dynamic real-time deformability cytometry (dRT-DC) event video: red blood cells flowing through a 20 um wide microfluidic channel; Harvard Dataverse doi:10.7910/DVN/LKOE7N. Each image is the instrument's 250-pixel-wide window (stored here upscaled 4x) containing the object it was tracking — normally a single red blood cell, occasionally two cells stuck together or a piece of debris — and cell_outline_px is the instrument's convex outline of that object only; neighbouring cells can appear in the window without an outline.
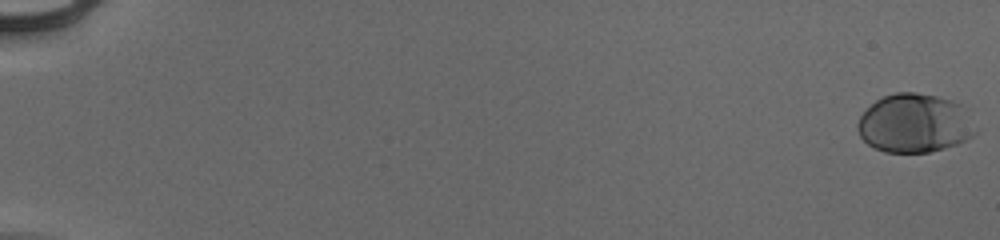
{"species": "human", "species_latin": "Homo sapiens", "temperature_condition": "cold", "stored_images_in_passage": 56, "camera_frame_rate_fps": 3000, "um_per_image_px": 0.085, "donor": {"sex": "male"}, "frame": {"image": 1, "passage_image": 1, "time_ms": 0.0, "image_size_px": [1000, 240], "cell_outline_px": [[976, 132], [972, 136], [956, 144], [944, 148], [928, 152], [884, 152], [868, 144], [860, 136], [856, 128], [856, 124], [860, 116], [876, 100], [884, 96], [896, 92], [916, 92], [936, 96], [964, 104], [968, 108]], "centroid_in_image_um": [77.75, 10.46], "position_along_channel_um": 7.2, "area_um2": 40.52}}
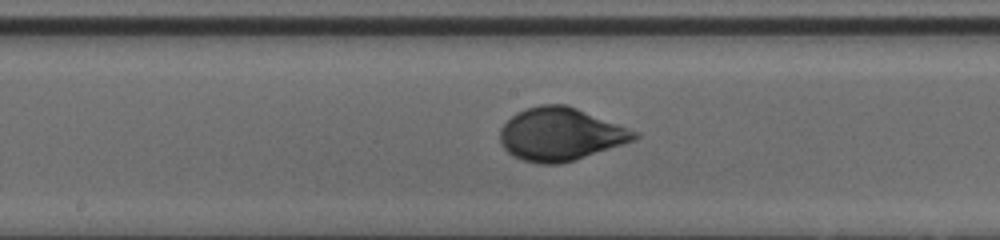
{"frame": {"image": 2, "passage_image": 32, "time_ms": 10.333, "image_size_px": [1000, 240], "cell_outline_px": [[640, 136], [632, 140], [560, 164], [540, 164], [524, 160], [512, 156], [500, 144], [500, 128], [516, 112], [524, 108], [540, 104], [568, 104], [640, 132]], "centroid_in_image_um": [47.6, 11.38], "position_along_channel_um": 200.6, "area_um2": 41.27}}
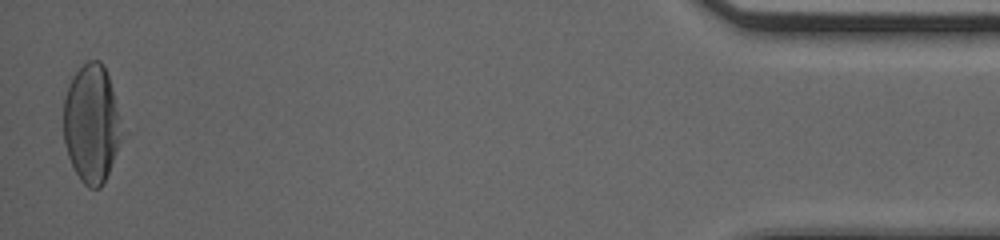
{"frame": {"image": 3, "passage_image": 55, "time_ms": 18.0, "image_size_px": [1000, 240], "cell_outline_px": [[120, 140], [104, 184], [100, 188], [88, 188], [80, 180], [68, 156], [64, 140], [64, 96], [68, 84], [72, 76], [88, 60], [100, 60], [104, 64], [108, 76], [120, 116]], "centroid_in_image_um": [7.76, 10.5], "position_along_channel_um": 427.4, "area_um2": 39.77}, "authors_computed_cell_mechanics": {"area_um2": 39.593, "velocity_mm_per_s": 3.9287, "shape_relaxation_time_tau1_ms": 4.4223, "shape_relaxation_time_tau2_ms": null, "deformation_change_tau1": 0.1984, "deformation_change_tau2": null}}